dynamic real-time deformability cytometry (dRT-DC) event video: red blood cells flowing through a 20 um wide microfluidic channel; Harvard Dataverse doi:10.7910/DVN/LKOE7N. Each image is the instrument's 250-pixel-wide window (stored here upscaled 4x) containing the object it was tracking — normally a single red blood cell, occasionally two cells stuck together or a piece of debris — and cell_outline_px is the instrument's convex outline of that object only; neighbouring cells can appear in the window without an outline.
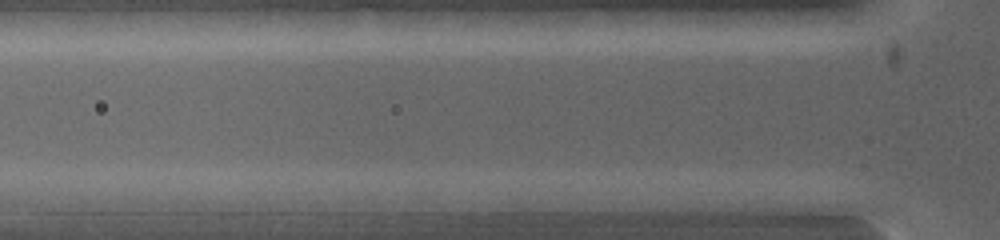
{"species": "common noctule bat (a hibernating species)", "species_latin": "Nyctalus noctula", "temperature_condition": "warm", "stored_images_in_passage": 4, "segment_of_instrument_passage": [2, 2], "camera_frame_rate_fps": 5000, "um_per_image_px": 0.085, "animal": {"sex": "female", "body_mass_g": 19.0, "forearm_length_mm": 53.3}, "frame": {"image": 1, "passage_image": 4, "time_ms": 0.8, "image_size_px": [1000, 240], "cell_outline_px": [[584, 200], [564, 212], [496, 212], [492, 200], [508, 192], [560, 192]], "centroid_in_image_um": [45.47, 17.19], "position_along_channel_um": 80.3, "area_um2": 11.1}}